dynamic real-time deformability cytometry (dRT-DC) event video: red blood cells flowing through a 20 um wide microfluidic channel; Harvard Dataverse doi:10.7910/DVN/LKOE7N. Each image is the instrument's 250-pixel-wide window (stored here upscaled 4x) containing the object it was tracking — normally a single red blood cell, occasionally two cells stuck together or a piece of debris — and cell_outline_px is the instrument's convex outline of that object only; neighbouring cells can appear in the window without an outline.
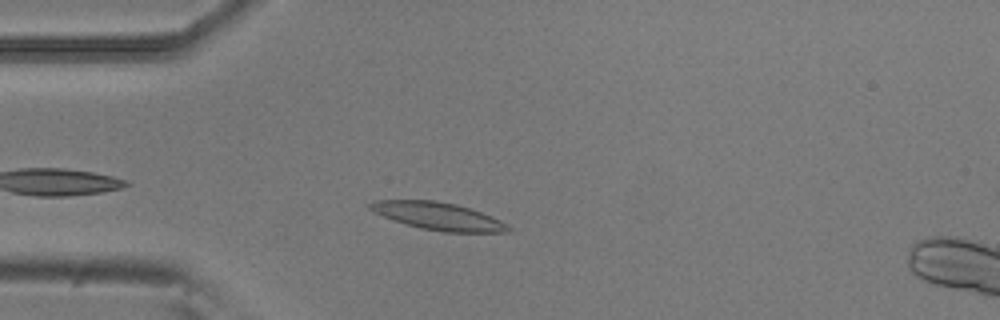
{"species": "common noctule bat (a hibernating species)", "species_latin": "Nyctalus noctula", "temperature_condition": "room temperature", "stored_images_in_passage": 38, "camera_frame_rate_fps": 3000, "um_per_image_px": 0.085, "animal": {"sex": "male", "body_mass_g": 20.5, "forearm_length_mm": 52.5}, "frame": {"image": 1, "passage_image": 5, "time_ms": 1.333, "image_size_px": [1000, 320], "cell_outline_px": [[512, 232], [444, 232], [420, 228], [372, 212], [364, 204], [372, 200], [436, 200], [456, 204], [492, 216], [500, 220], [512, 228]], "centroid_in_image_um": [37.22, 18.36], "position_along_channel_um": 47.8, "area_um2": 22.2}}
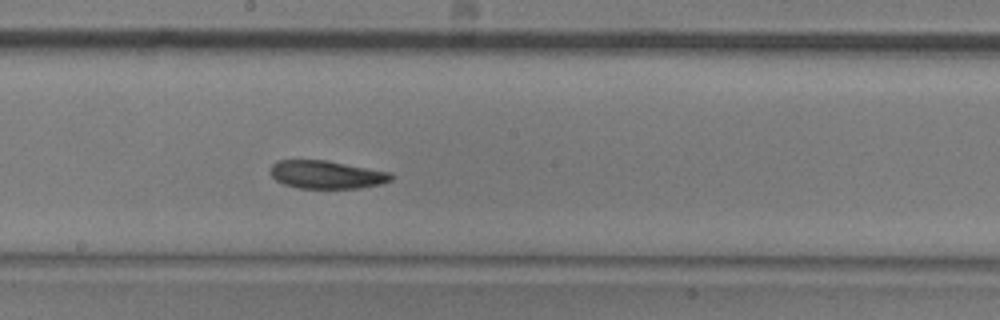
{"frame": {"image": 2, "passage_image": 20, "time_ms": 6.333, "image_size_px": [1000, 320], "cell_outline_px": [[392, 180], [380, 184], [360, 188], [296, 188], [284, 184], [276, 180], [272, 176], [272, 164], [276, 160], [328, 160], [392, 172]], "centroid_in_image_um": [27.78, 14.84], "position_along_channel_um": 220.4, "area_um2": 19.83}}
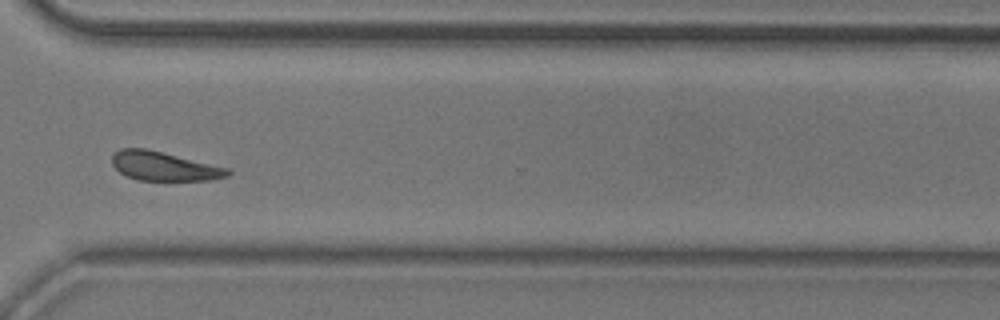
{"frame": {"image": 3, "passage_image": 31, "time_ms": 10.0, "image_size_px": [1000, 320], "cell_outline_px": [[232, 172], [228, 176], [212, 180], [136, 180], [120, 172], [112, 164], [112, 156], [120, 148], [144, 148], [228, 168]], "centroid_in_image_um": [13.94, 14.14], "position_along_channel_um": 356.7, "area_um2": 19.25}, "authors_computed_cell_mechanics": {"area_um2": 20.3167, "velocity_mm_per_s": 3.7244, "shape_relaxation_time_tau1_ms": 3.3748, "shape_relaxation_time_tau2_ms": 7.7771, "deformation_change_tau1": 0.1228, "deformation_change_tau2": 0.1655}}